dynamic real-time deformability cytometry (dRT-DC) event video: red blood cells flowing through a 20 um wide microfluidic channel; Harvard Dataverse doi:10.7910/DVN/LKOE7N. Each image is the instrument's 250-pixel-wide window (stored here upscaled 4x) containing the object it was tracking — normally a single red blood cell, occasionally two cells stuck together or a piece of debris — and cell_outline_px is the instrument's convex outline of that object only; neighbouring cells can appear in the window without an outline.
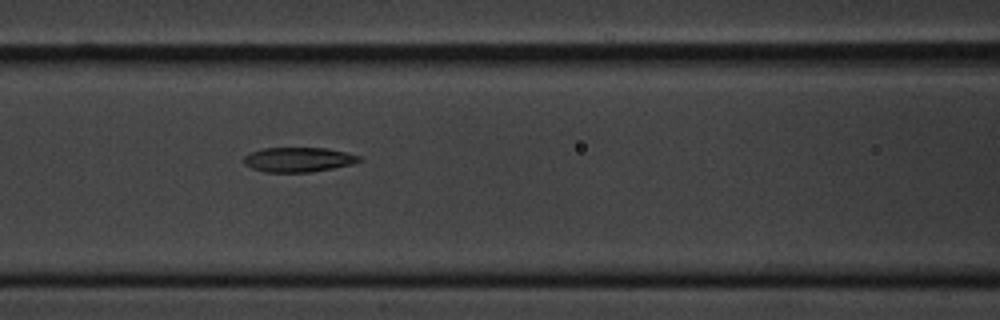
{"species": "common noctule bat (a hibernating species)", "species_latin": "Nyctalus noctula", "temperature_condition": "cold", "stored_images_in_passage": 4, "camera_frame_rate_fps": 3000, "um_per_image_px": 0.085, "animal": {"sex": "male", "body_mass_g": 20.1, "forearm_length_mm": 53.5}, "frame": {"image": 1, "passage_image": 3, "time_ms": 2.333, "image_size_px": [1000, 320], "cell_outline_px": [[360, 160], [352, 164], [312, 172], [264, 172], [252, 168], [244, 164], [244, 156], [248, 152], [264, 148], [328, 148], [348, 152], [360, 156]], "centroid_in_image_um": [25.34, 13.56], "position_along_channel_um": 141.3, "area_um2": 16.65}}
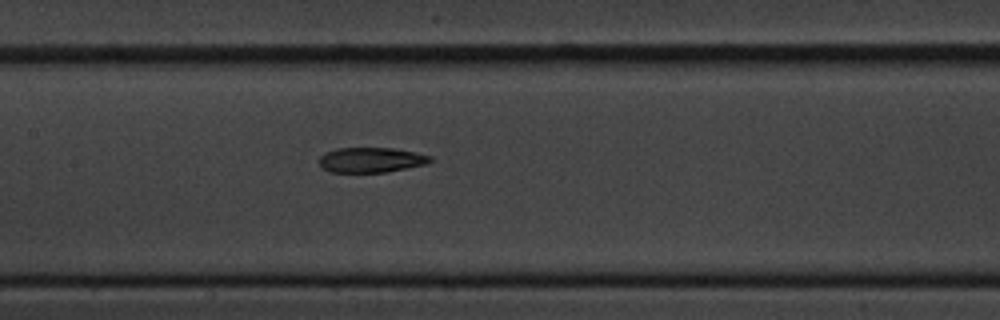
{"frame": {"image": 2, "passage_image": 4, "time_ms": 3.333, "image_size_px": [1000, 320], "cell_outline_px": [[432, 160], [424, 164], [388, 172], [332, 172], [324, 168], [320, 164], [320, 156], [324, 152], [336, 148], [392, 148], [432, 156]], "centroid_in_image_um": [31.51, 13.59], "position_along_channel_um": 175.9, "area_um2": 16.01}}